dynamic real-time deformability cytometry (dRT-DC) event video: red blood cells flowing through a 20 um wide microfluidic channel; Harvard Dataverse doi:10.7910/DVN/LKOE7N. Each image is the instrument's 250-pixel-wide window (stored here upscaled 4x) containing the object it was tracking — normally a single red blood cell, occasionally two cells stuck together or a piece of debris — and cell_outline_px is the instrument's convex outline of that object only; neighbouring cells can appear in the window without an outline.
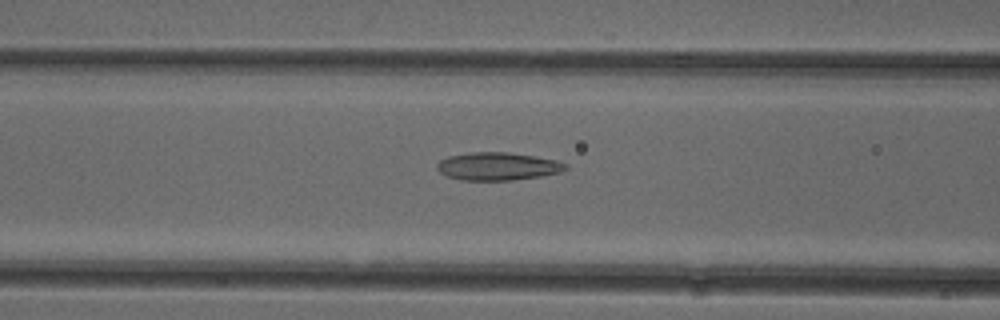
{"species": "common noctule bat (a hibernating species)", "species_latin": "Nyctalus noctula", "temperature_condition": "cold", "stored_images_in_passage": 50, "camera_frame_rate_fps": 3000, "um_per_image_px": 0.085, "animal": {"sex": "female"}, "frame": {"image": 1, "passage_image": 19, "time_ms": 6.0, "image_size_px": [1000, 320], "cell_outline_px": [[568, 168], [560, 172], [540, 176], [512, 180], [460, 180], [448, 176], [440, 172], [436, 168], [436, 164], [440, 160], [448, 156], [472, 152], [508, 152], [536, 156], [556, 160], [568, 164]], "centroid_in_image_um": [42.31, 14.13], "position_along_channel_um": 124.3, "area_um2": 20.92}}
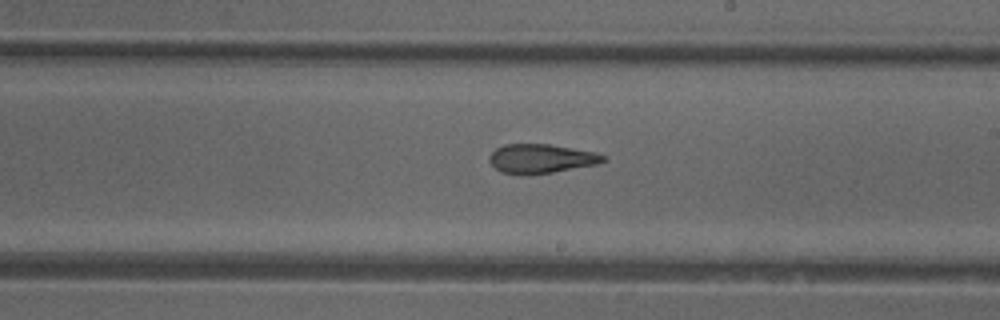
{"frame": {"image": 2, "passage_image": 28, "time_ms": 9.0, "image_size_px": [1000, 320], "cell_outline_px": [[608, 160], [596, 164], [552, 172], [500, 172], [488, 160], [488, 156], [496, 148], [504, 144], [548, 144], [596, 152], [608, 156]], "centroid_in_image_um": [46.04, 13.44], "position_along_channel_um": 243.0, "area_um2": 18.79}}
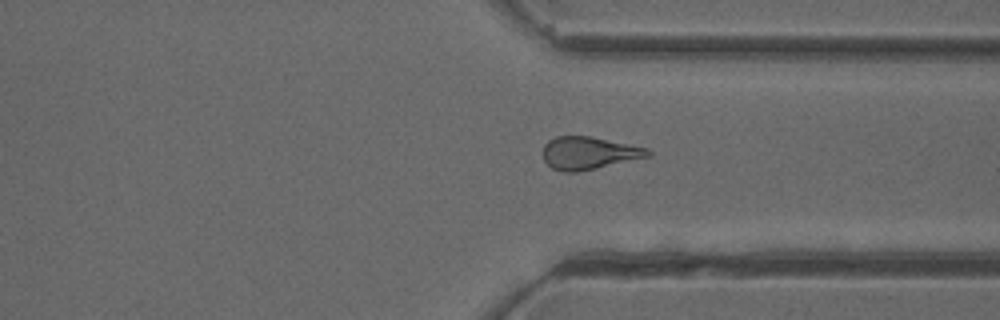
{"frame": {"image": 3, "passage_image": 37, "time_ms": 12.0, "image_size_px": [1000, 320], "cell_outline_px": [[652, 156], [596, 168], [576, 172], [564, 172], [552, 168], [544, 160], [544, 144], [548, 140], [556, 136], [592, 136], [648, 148], [652, 152]], "centroid_in_image_um": [50.08, 13.0], "position_along_channel_um": 361.3, "area_um2": 20.0}, "authors_computed_cell_mechanics": {"area_um2": 20.519, "velocity_mm_per_s": 3.9535, "shape_relaxation_time_tau1_ms": null, "shape_relaxation_time_tau2_ms": 3.0176, "deformation_change_tau1": null, "deformation_change_tau2": 0.1248}}